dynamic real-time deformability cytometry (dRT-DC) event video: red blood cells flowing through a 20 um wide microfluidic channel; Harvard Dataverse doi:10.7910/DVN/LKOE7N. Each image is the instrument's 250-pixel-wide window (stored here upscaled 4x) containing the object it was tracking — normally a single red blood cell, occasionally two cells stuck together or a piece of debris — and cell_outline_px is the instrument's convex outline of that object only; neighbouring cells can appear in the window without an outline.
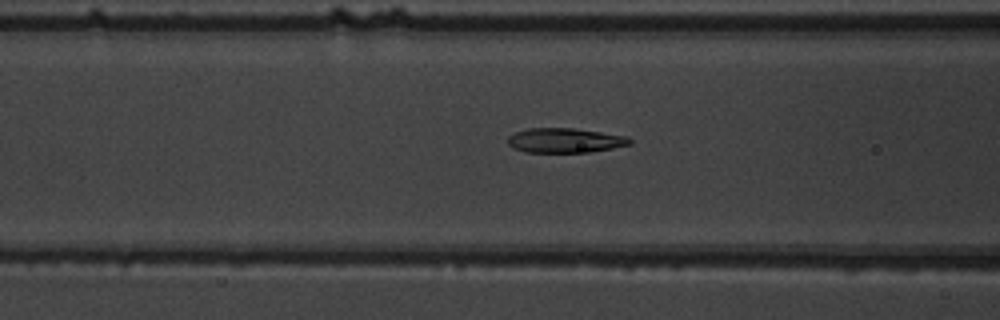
{"species": "common noctule bat (a hibernating species)", "species_latin": "Nyctalus noctula", "temperature_condition": "warm", "stored_images_in_passage": 40, "camera_frame_rate_fps": 3000, "um_per_image_px": 0.085, "animal": {"sex": "male", "body_mass_g": 19.5, "forearm_length_mm": 54.6}, "frame": {"image": 1, "passage_image": 8, "time_ms": 2.333, "image_size_px": [1000, 320], "cell_outline_px": [[632, 144], [612, 148], [588, 152], [528, 152], [512, 148], [508, 144], [508, 136], [516, 132], [528, 128], [572, 128], [628, 136], [632, 140]], "centroid_in_image_um": [48.02, 11.93], "position_along_channel_um": 118.6, "area_um2": 17.46}}
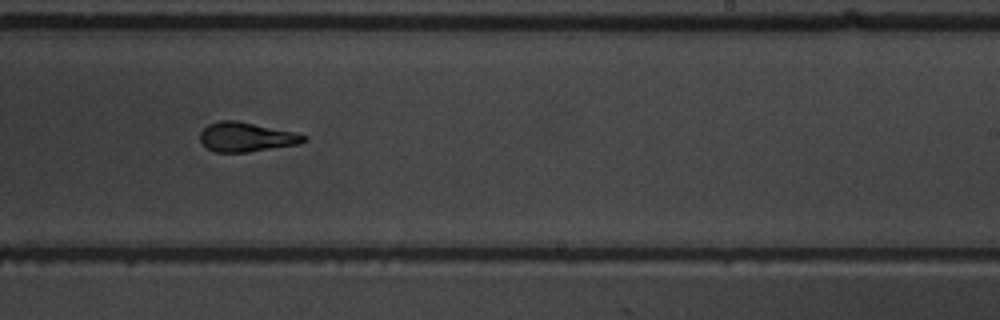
{"frame": {"image": 2, "passage_image": 20, "time_ms": 6.333, "image_size_px": [1000, 320], "cell_outline_px": [[308, 140], [296, 144], [248, 152], [212, 152], [200, 140], [200, 132], [208, 124], [220, 120], [236, 120], [292, 132], [308, 136]], "centroid_in_image_um": [20.89, 11.64], "position_along_channel_um": 268.1, "area_um2": 17.51}}
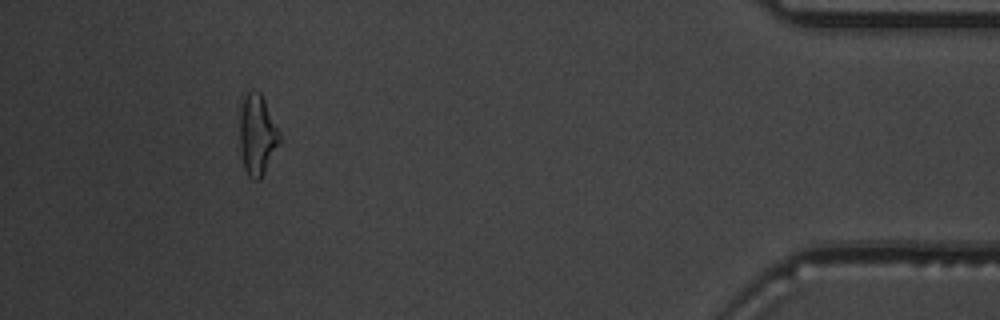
{"frame": {"image": 3, "passage_image": 36, "time_ms": 11.667, "image_size_px": [1000, 320], "cell_outline_px": [[280, 140], [260, 180], [256, 180], [248, 176], [244, 168], [240, 148], [240, 112], [244, 96], [252, 88], [256, 88], [260, 92], [280, 132]], "centroid_in_image_um": [21.85, 11.42], "position_along_channel_um": 413.4, "area_um2": 18.5}, "authors_computed_cell_mechanics": {"area_um2": 17.629, "velocity_mm_per_s": 3.7459, "shape_relaxation_time_tau1_ms": 5.9364, "shape_relaxation_time_tau2_ms": 1.7535, "deformation_change_tau1": 0.2074, "deformation_change_tau2": 0.1009}}